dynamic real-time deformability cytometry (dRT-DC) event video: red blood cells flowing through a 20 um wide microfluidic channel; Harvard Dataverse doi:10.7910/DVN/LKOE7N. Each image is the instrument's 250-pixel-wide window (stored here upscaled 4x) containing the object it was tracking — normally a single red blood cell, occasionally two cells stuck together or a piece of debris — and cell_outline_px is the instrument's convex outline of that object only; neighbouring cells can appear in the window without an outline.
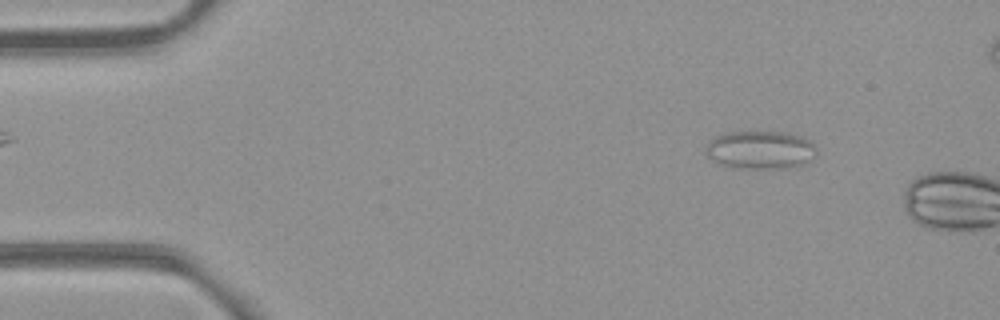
{"species": "common noctule bat (a hibernating species)", "species_latin": "Nyctalus noctula", "temperature_condition": "room temperature", "stored_images_in_passage": 7, "camera_frame_rate_fps": 3000, "um_per_image_px": 0.085, "animal": {"sex": "female", "body_mass_g": 21.9}, "frame": {"image": 1, "passage_image": 4, "time_ms": 1.0, "image_size_px": [1000, 320], "cell_outline_px": [[816, 152], [804, 164], [768, 168], [744, 168], [720, 164], [712, 160], [708, 156], [704, 148], [716, 136], [728, 132], [788, 132], [800, 136], [808, 140], [816, 148]], "centroid_in_image_um": [64.59, 12.72], "position_along_channel_um": 20.4, "area_um2": 24.04}}